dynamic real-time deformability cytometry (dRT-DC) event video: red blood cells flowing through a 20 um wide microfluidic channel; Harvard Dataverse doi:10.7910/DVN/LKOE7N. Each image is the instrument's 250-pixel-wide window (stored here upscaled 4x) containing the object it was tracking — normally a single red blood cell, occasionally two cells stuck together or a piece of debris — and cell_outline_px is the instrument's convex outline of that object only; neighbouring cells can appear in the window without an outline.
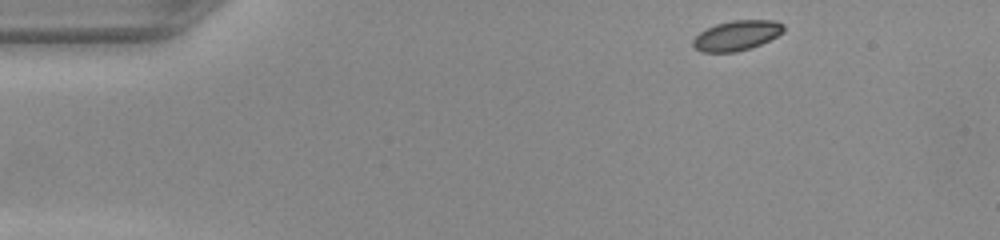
{"species": "common noctule bat (a hibernating species)", "species_latin": "Nyctalus noctula", "temperature_condition": "warm", "stored_images_in_passage": 45, "camera_frame_rate_fps": 3000, "um_per_image_px": 0.085, "animal": {"sex": "female", "body_mass_g": 22.0, "forearm_length_mm": 56.7}, "frame": {"image": 1, "passage_image": 1, "time_ms": 0.0, "image_size_px": [1000, 240], "cell_outline_px": [[784, 32], [752, 48], [736, 52], [700, 52], [692, 44], [692, 40], [700, 32], [716, 24], [732, 20], [776, 20], [784, 24]], "centroid_in_image_um": [62.63, 3.01], "position_along_channel_um": 22.4, "area_um2": 15.84}}
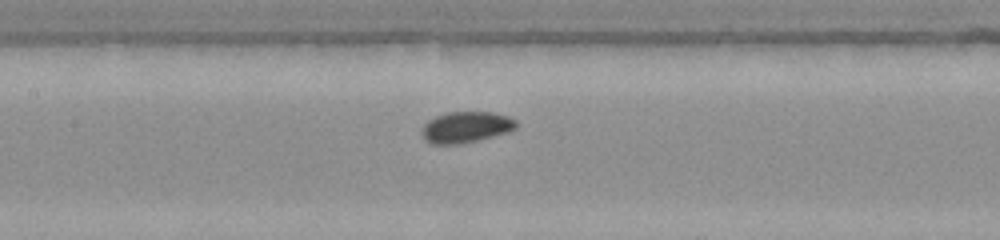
{"frame": {"image": 2, "passage_image": 18, "time_ms": 5.667, "image_size_px": [1000, 240], "cell_outline_px": [[516, 128], [508, 132], [460, 144], [432, 144], [424, 140], [420, 132], [424, 124], [428, 120], [436, 116], [448, 112], [492, 112], [508, 116], [516, 120]], "centroid_in_image_um": [39.57, 10.81], "position_along_channel_um": 167.8, "area_um2": 17.11}}
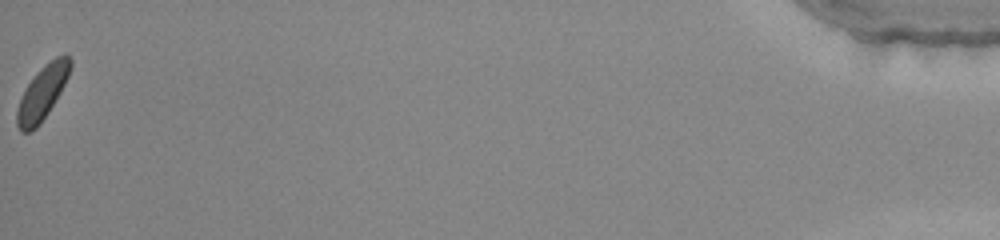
{"frame": {"image": 3, "passage_image": 45, "time_ms": 14.667, "image_size_px": [1000, 240], "cell_outline_px": [[72, 68], [60, 92], [48, 112], [40, 124], [36, 128], [28, 132], [20, 132], [16, 124], [16, 112], [20, 100], [28, 84], [36, 72], [44, 64], [56, 56], [64, 52], [68, 52], [72, 60]], "centroid_in_image_um": [3.63, 7.83], "position_along_channel_um": 431.6, "area_um2": 16.82}}